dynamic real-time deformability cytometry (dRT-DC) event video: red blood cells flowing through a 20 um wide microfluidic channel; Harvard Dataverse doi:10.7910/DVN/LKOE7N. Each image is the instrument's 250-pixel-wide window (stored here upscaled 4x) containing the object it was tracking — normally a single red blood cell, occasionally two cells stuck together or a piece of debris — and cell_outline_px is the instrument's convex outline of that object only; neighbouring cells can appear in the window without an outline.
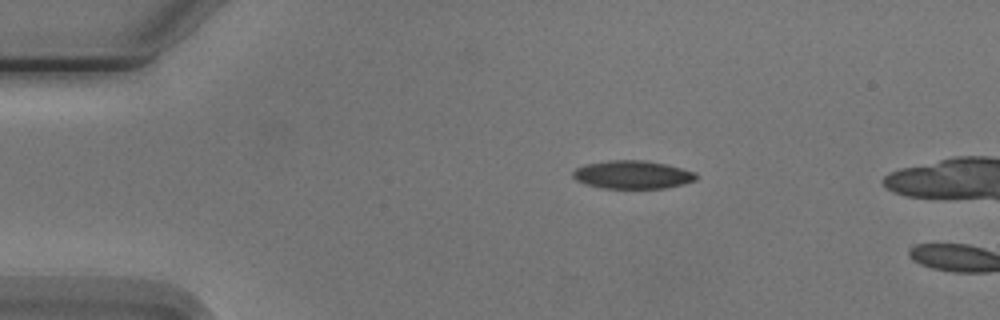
{"species": "Egyptian fruit bat (a non-hibernating species)", "species_latin": "Rousettus aegyptiacus", "temperature_condition": "cold", "stored_images_in_passage": 3, "camera_frame_rate_fps": 3000, "um_per_image_px": 0.085, "animal": {"sex": "male"}, "frame": {"image": 1, "passage_image": 2, "time_ms": 1.0, "image_size_px": [1000, 320], "cell_outline_px": [[700, 176], [696, 180], [684, 184], [664, 188], [604, 188], [584, 184], [576, 180], [572, 176], [572, 172], [576, 168], [588, 164], [608, 160], [644, 160], [664, 164], [696, 172]], "centroid_in_image_um": [53.78, 14.85], "position_along_channel_um": 31.2, "area_um2": 20.23}}